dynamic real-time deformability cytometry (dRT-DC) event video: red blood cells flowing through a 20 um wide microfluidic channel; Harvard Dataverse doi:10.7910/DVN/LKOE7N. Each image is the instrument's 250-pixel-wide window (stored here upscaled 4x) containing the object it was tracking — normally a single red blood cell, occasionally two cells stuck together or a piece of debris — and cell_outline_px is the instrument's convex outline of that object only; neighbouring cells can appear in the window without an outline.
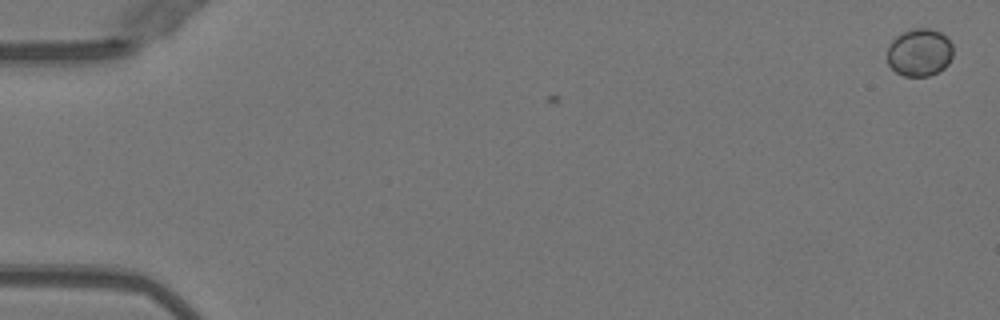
{"species": "Egyptian fruit bat (a non-hibernating species)", "species_latin": "Rousettus aegyptiacus", "temperature_condition": "warm", "stored_images_in_passage": 4, "camera_frame_rate_fps": 3000, "um_per_image_px": 0.085, "animal": {"sex": "female"}, "frame": {"image": 1, "passage_image": 4, "time_ms": 1.0, "image_size_px": [1000, 320], "cell_outline_px": [[952, 56], [948, 64], [944, 68], [928, 76], [904, 76], [896, 72], [888, 64], [888, 44], [896, 36], [912, 28], [928, 28], [940, 32], [948, 36], [952, 44]], "centroid_in_image_um": [78.16, 4.44], "position_along_channel_um": 6.8, "area_um2": 18.38}}